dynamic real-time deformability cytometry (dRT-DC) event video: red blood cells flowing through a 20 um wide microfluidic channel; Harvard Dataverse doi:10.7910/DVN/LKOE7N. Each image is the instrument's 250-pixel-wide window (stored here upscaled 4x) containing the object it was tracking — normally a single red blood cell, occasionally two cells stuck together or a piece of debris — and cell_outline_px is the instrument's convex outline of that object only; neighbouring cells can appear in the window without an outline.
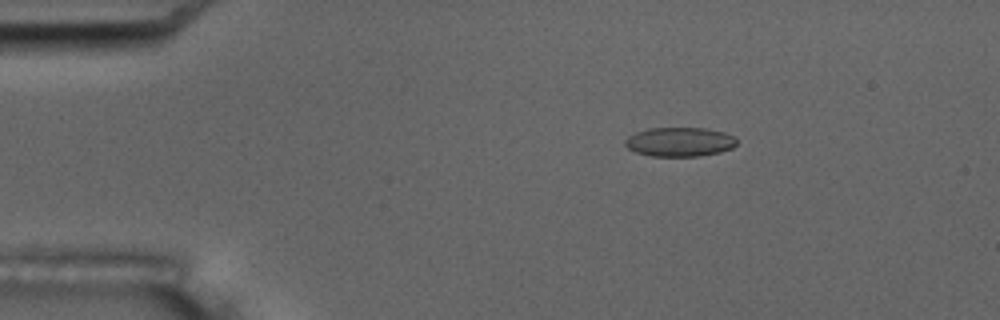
{"species": "common noctule bat (a hibernating species)", "species_latin": "Nyctalus noctula", "temperature_condition": "room temperature", "stored_images_in_passage": 5, "camera_frame_rate_fps": 3000, "um_per_image_px": 0.085, "animal": {"sex": "male", "body_mass_g": 17.5, "forearm_length_mm": 52.3}, "frame": {"image": 1, "passage_image": 3, "time_ms": 2.333, "image_size_px": [1000, 320], "cell_outline_px": [[736, 144], [732, 148], [720, 152], [700, 156], [652, 156], [636, 152], [628, 148], [624, 144], [624, 140], [628, 136], [636, 132], [648, 128], [704, 128], [724, 132], [732, 136], [736, 140]], "centroid_in_image_um": [57.75, 12.06], "position_along_channel_um": 27.3, "area_um2": 18.96}}